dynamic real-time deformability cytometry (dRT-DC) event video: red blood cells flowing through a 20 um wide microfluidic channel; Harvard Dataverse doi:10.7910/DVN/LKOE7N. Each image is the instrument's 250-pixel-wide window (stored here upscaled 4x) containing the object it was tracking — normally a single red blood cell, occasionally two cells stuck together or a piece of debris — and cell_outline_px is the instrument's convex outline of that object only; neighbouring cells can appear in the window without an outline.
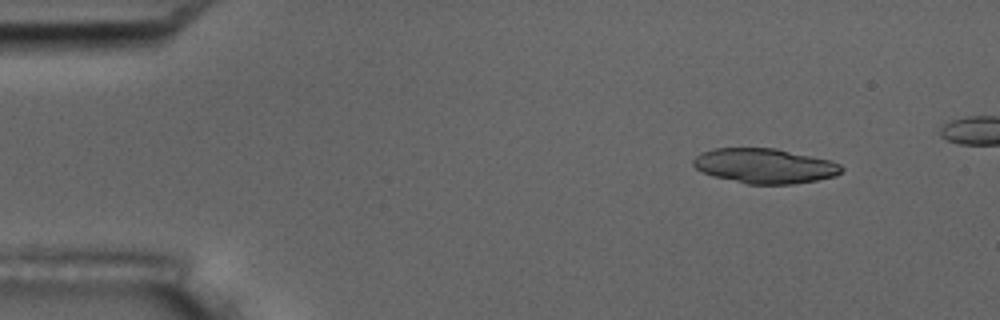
{"species": "common noctule bat (a hibernating species)", "species_latin": "Nyctalus noctula", "temperature_condition": "room temperature", "stored_images_in_passage": 5, "camera_frame_rate_fps": 3000, "um_per_image_px": 0.085, "animal": {"sex": "male", "body_mass_g": 17.5, "forearm_length_mm": 52.3}, "frame": {"image": 1, "passage_image": 1, "time_ms": 0.0, "image_size_px": [1000, 320], "cell_outline_px": [[844, 168], [836, 176], [816, 180], [792, 184], [748, 184], [712, 176], [696, 168], [692, 164], [692, 160], [700, 152], [716, 148], [776, 148], [832, 160], [840, 164]], "centroid_in_image_um": [65.01, 14.09], "position_along_channel_um": 20.0, "area_um2": 30.23}}